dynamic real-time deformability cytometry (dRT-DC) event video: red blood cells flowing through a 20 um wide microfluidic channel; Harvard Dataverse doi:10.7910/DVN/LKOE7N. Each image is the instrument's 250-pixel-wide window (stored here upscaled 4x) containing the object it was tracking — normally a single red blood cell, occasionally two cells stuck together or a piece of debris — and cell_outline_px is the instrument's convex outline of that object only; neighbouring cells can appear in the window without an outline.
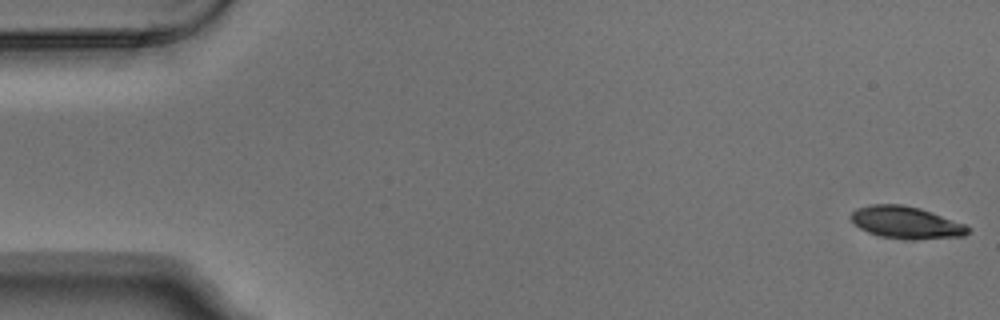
{"species": "Egyptian fruit bat (a non-hibernating species)", "species_latin": "Rousettus aegyptiacus", "temperature_condition": "warm", "stored_images_in_passage": 5, "camera_frame_rate_fps": 3000, "um_per_image_px": 0.085, "animal": {"sex": "male"}, "frame": {"image": 1, "passage_image": 1, "time_ms": 0.0, "image_size_px": [1000, 320], "cell_outline_px": [[972, 228], [964, 236], [912, 240], [880, 236], [868, 232], [860, 228], [848, 216], [856, 208], [868, 204], [904, 204], [920, 208], [932, 212], [964, 224]], "centroid_in_image_um": [77.0, 18.9], "position_along_channel_um": 8.0, "area_um2": 22.02}}
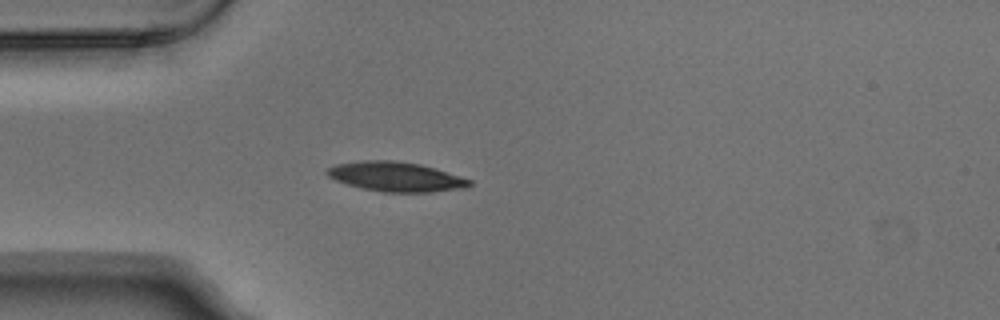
{"frame": {"image": 2, "passage_image": 5, "time_ms": 1.333, "image_size_px": [1000, 320], "cell_outline_px": [[472, 184], [468, 188], [432, 192], [384, 192], [364, 188], [348, 184], [336, 180], [328, 176], [324, 172], [328, 168], [336, 164], [360, 160], [396, 160], [420, 164], [436, 168], [472, 180]], "centroid_in_image_um": [33.69, 15.01], "position_along_channel_um": 51.3, "area_um2": 24.68}}